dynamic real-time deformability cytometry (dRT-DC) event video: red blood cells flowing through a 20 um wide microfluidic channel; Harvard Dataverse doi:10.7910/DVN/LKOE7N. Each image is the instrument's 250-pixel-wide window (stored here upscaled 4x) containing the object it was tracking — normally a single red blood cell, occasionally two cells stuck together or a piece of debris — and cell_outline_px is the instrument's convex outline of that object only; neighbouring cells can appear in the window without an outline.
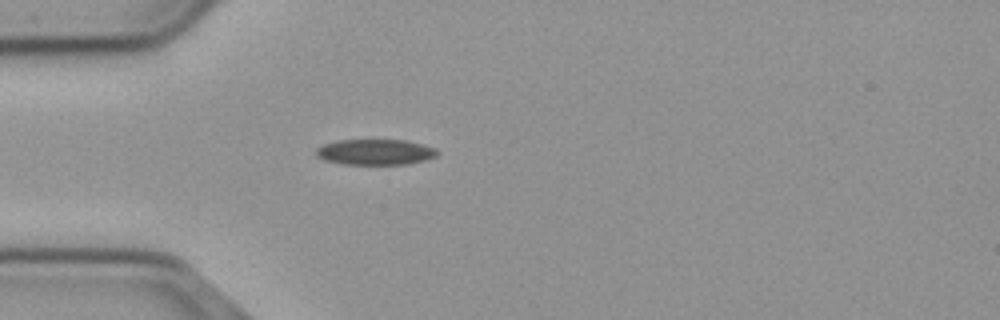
{"species": "common noctule bat (a hibernating species)", "species_latin": "Nyctalus noctula", "temperature_condition": "cold", "stored_images_in_passage": 41, "camera_frame_rate_fps": 3000, "um_per_image_px": 0.085, "animal": {"sex": "male", "body_mass_g": 23.1, "forearm_length_mm": 52.7}, "frame": {"image": 1, "passage_image": 1, "time_ms": 0.0, "image_size_px": [1000, 320], "cell_outline_px": [[440, 152], [436, 156], [424, 160], [408, 164], [344, 164], [324, 160], [316, 156], [316, 148], [324, 144], [336, 140], [404, 140], [424, 144], [436, 148]], "centroid_in_image_um": [31.91, 12.92], "position_along_channel_um": 53.1, "area_um2": 18.21}}
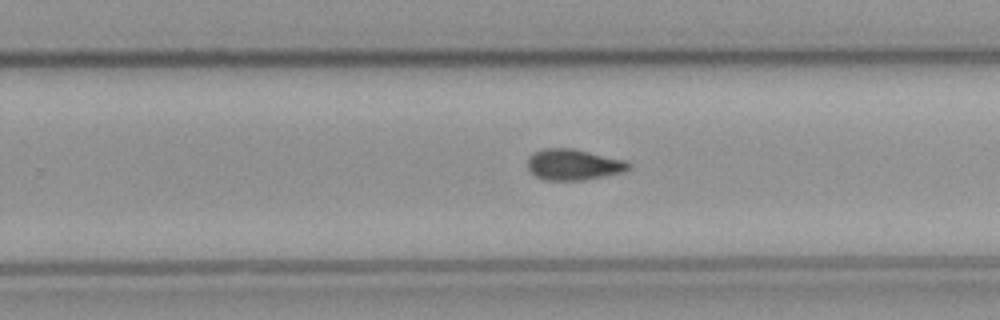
{"frame": {"image": 2, "passage_image": 20, "time_ms": 6.333, "image_size_px": [1000, 320], "cell_outline_px": [[632, 168], [624, 172], [608, 176], [584, 180], [544, 180], [536, 176], [528, 168], [528, 156], [544, 148], [572, 148], [628, 160], [632, 164]], "centroid_in_image_um": [48.83, 13.99], "position_along_channel_um": 281.0, "area_um2": 18.55}}
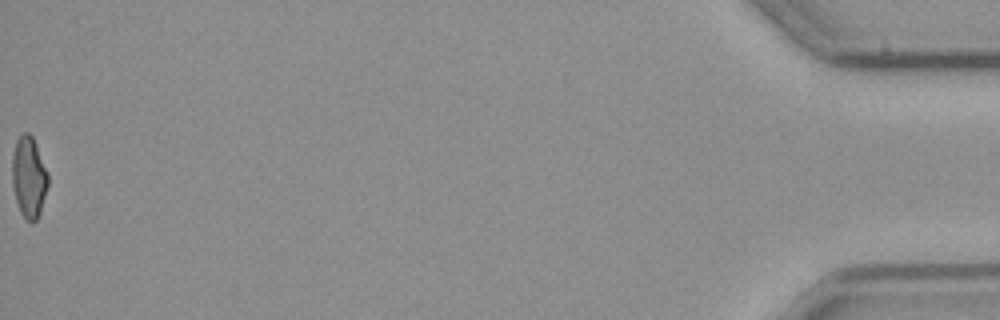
{"frame": {"image": 3, "passage_image": 41, "time_ms": 13.333, "image_size_px": [1000, 320], "cell_outline_px": [[48, 184], [40, 212], [36, 220], [32, 224], [24, 220], [20, 212], [16, 200], [12, 184], [12, 156], [16, 140], [24, 132], [28, 132], [32, 136], [48, 172]], "centroid_in_image_um": [2.44, 15.09], "position_along_channel_um": 432.8, "area_um2": 17.05}, "authors_computed_cell_mechanics": {"area_um2": 17.8024, "velocity_mm_per_s": 3.7058, "shape_relaxation_time_tau1_ms": null, "shape_relaxation_time_tau2_ms": 6.4414, "deformation_change_tau1": null, "deformation_change_tau2": 0.1024}}